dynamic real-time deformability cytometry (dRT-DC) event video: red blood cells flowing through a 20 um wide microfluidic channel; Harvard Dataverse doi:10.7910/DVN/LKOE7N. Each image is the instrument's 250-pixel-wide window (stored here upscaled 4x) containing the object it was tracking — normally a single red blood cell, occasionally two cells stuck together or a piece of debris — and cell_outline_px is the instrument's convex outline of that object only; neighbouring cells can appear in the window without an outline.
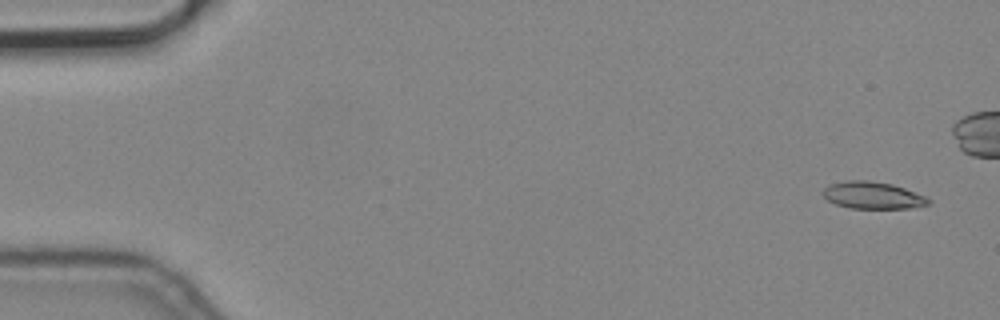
{"species": "common noctule bat (a hibernating species)", "species_latin": "Nyctalus noctula", "temperature_condition": "cold", "stored_images_in_passage": 6, "segment_of_instrument_passage": [1, 2], "camera_frame_rate_fps": 3000, "um_per_image_px": 0.085, "animal": {"sex": "male", "body_mass_g": 19.2, "forearm_length_mm": 51.8}, "frame": {"image": 1, "passage_image": 1, "time_ms": 0.0, "image_size_px": [1000, 320], "cell_outline_px": [[932, 200], [928, 204], [908, 208], [848, 208], [836, 204], [828, 200], [824, 196], [824, 188], [828, 184], [844, 180], [868, 180], [892, 184], [904, 188], [924, 196]], "centroid_in_image_um": [74.15, 16.59], "position_along_channel_um": 10.9, "area_um2": 16.53}}